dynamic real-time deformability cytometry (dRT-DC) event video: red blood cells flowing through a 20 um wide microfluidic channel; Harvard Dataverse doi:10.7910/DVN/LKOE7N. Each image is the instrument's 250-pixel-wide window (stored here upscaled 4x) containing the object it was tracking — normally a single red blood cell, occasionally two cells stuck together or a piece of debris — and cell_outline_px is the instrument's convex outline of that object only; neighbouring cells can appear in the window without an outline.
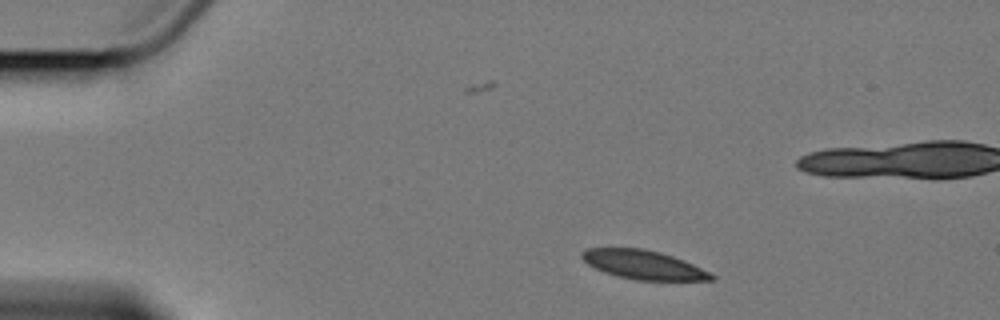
{"species": "Egyptian fruit bat (a non-hibernating species)", "species_latin": "Rousettus aegyptiacus", "temperature_condition": "cold", "stored_images_in_passage": 4, "camera_frame_rate_fps": 3000, "um_per_image_px": 0.085, "animal": {"sex": "female"}, "frame": {"image": 1, "passage_image": 1, "time_ms": 0.0, "image_size_px": [1000, 320], "cell_outline_px": [[716, 280], [636, 280], [616, 276], [604, 272], [588, 264], [580, 256], [580, 252], [588, 248], [644, 248], [660, 252], [684, 260], [716, 276]], "centroid_in_image_um": [54.67, 22.5], "position_along_channel_um": 30.3, "area_um2": 21.73}}